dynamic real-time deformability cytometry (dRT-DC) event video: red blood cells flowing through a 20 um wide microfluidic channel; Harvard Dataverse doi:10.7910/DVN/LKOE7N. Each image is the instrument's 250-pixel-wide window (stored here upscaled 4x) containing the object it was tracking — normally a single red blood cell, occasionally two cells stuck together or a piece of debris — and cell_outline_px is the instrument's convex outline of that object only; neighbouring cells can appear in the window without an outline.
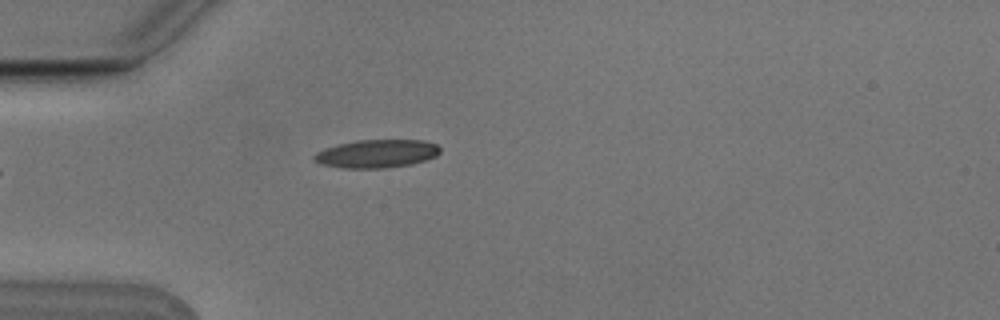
{"species": "Egyptian fruit bat (a non-hibernating species)", "species_latin": "Rousettus aegyptiacus", "temperature_condition": "cold", "stored_images_in_passage": 5, "camera_frame_rate_fps": 3000, "um_per_image_px": 0.085, "animal": {"sex": "male"}, "frame": {"image": 1, "passage_image": 5, "time_ms": 1.333, "image_size_px": [1000, 320], "cell_outline_px": [[440, 152], [436, 156], [412, 164], [384, 168], [344, 168], [320, 164], [312, 156], [316, 152], [324, 148], [356, 140], [424, 140], [436, 144], [440, 148]], "centroid_in_image_um": [32.02, 13.06], "position_along_channel_um": 53.0, "area_um2": 20.63}}